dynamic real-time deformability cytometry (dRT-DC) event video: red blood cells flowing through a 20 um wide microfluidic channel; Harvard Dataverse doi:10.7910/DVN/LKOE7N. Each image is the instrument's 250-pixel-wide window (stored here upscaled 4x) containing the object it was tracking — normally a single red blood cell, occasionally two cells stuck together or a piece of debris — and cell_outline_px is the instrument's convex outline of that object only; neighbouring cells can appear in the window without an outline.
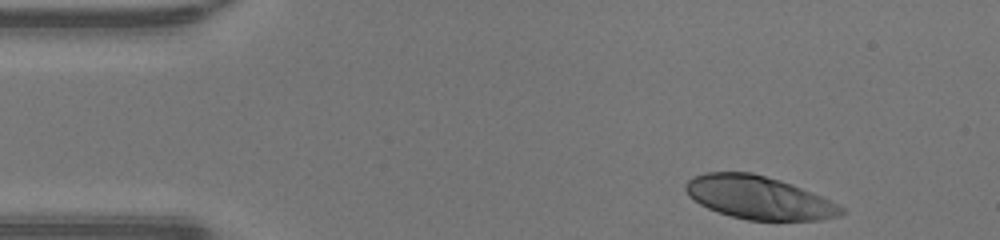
{"species": "human", "species_latin": "Homo sapiens", "temperature_condition": "warm", "stored_images_in_passage": 35, "camera_frame_rate_fps": 3000, "um_per_image_px": 0.085, "donor": {"sex": "male"}, "frame": {"image": 1, "passage_image": 1, "time_ms": 0.0, "image_size_px": [1000, 240], "cell_outline_px": [[844, 212], [836, 216], [820, 220], [748, 220], [732, 216], [708, 208], [700, 204], [688, 196], [684, 188], [684, 184], [692, 176], [704, 172], [752, 172], [780, 180], [792, 184], [824, 196], [844, 208]], "centroid_in_image_um": [64.48, 16.78], "position_along_channel_um": 20.5, "area_um2": 39.13}}
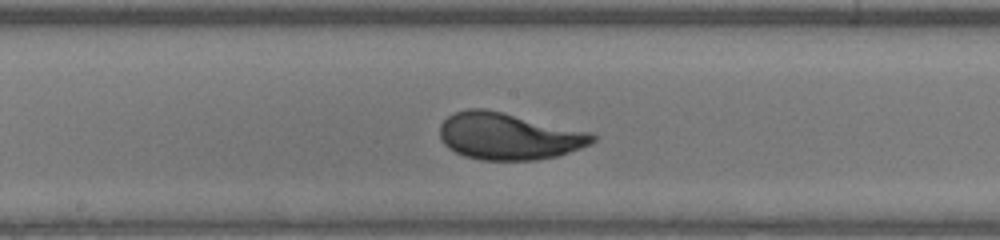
{"frame": {"image": 2, "passage_image": 20, "time_ms": 6.333, "image_size_px": [1000, 240], "cell_outline_px": [[596, 140], [592, 144], [556, 156], [536, 160], [480, 160], [464, 156], [448, 148], [440, 140], [440, 124], [448, 116], [456, 112], [468, 108], [484, 108], [504, 112], [592, 132], [596, 136]], "centroid_in_image_um": [43.24, 11.57], "position_along_channel_um": 205.0, "area_um2": 41.96}}
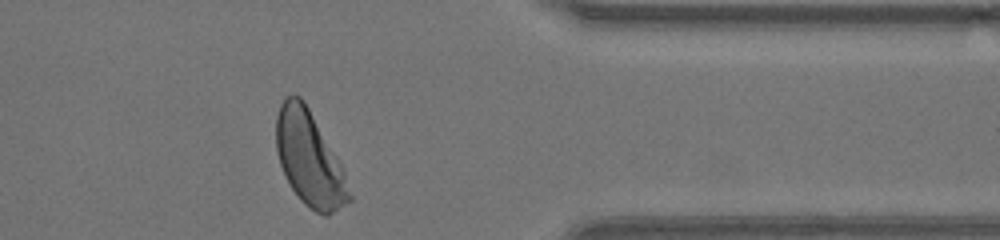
{"frame": {"image": 3, "passage_image": 34, "time_ms": 11.0, "image_size_px": [1000, 240], "cell_outline_px": [[352, 200], [328, 216], [324, 216], [316, 212], [304, 204], [300, 200], [292, 188], [280, 164], [276, 152], [276, 116], [280, 104], [284, 96], [292, 92], [300, 96], [304, 100], [340, 164], [344, 172], [352, 196]], "centroid_in_image_um": [26.28, 13.48], "position_along_channel_um": 385.1, "area_um2": 40.0}, "authors_computed_cell_mechanics": {"area_um2": 40.0554, "velocity_mm_per_s": 4.2426, "shape_relaxation_time_tau1_ms": 2.9254, "shape_relaxation_time_tau2_ms": null, "deformation_change_tau1": 0.2006, "deformation_change_tau2": null}}